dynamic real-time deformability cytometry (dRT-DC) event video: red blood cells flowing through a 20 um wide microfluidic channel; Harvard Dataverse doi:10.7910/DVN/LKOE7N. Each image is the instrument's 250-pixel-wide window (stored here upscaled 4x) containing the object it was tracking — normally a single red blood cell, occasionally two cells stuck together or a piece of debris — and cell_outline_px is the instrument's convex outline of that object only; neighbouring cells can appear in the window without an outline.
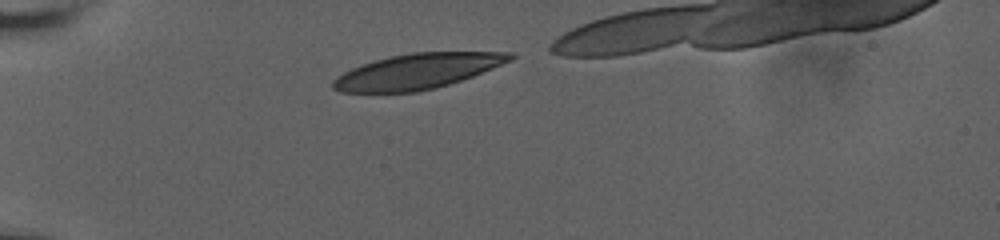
{"species": "human", "species_latin": "Homo sapiens", "temperature_condition": "room temperature", "stored_images_in_passage": 8, "camera_frame_rate_fps": 3000, "um_per_image_px": 0.085, "donor": {"sex": "male"}, "frame": {"image": 1, "passage_image": 1, "time_ms": 0.0, "image_size_px": [1000, 240], "cell_outline_px": [[516, 56], [512, 60], [472, 76], [436, 88], [416, 92], [340, 92], [332, 88], [332, 80], [336, 76], [352, 68], [388, 56], [412, 52], [512, 52]], "centroid_in_image_um": [35.46, 6.06], "position_along_channel_um": 49.5, "area_um2": 36.18}}
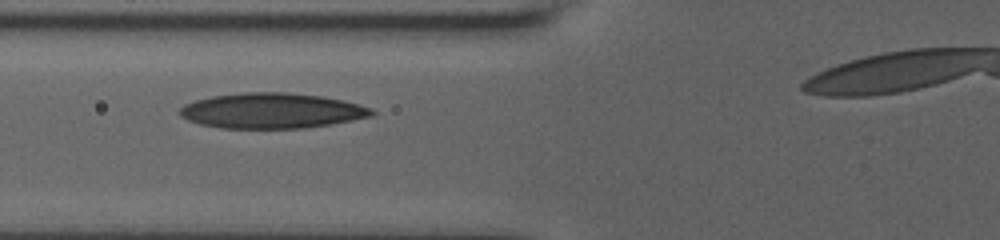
{"frame": {"image": 2, "passage_image": 6, "time_ms": 2.333, "image_size_px": [1000, 240], "cell_outline_px": [[376, 112], [372, 116], [352, 120], [304, 128], [220, 128], [200, 124], [188, 120], [180, 116], [180, 108], [184, 104], [196, 100], [212, 96], [244, 92], [284, 92], [324, 96], [344, 100], [360, 104], [372, 108]], "centroid_in_image_um": [23.11, 9.4], "position_along_channel_um": 102.7, "area_um2": 39.59}}